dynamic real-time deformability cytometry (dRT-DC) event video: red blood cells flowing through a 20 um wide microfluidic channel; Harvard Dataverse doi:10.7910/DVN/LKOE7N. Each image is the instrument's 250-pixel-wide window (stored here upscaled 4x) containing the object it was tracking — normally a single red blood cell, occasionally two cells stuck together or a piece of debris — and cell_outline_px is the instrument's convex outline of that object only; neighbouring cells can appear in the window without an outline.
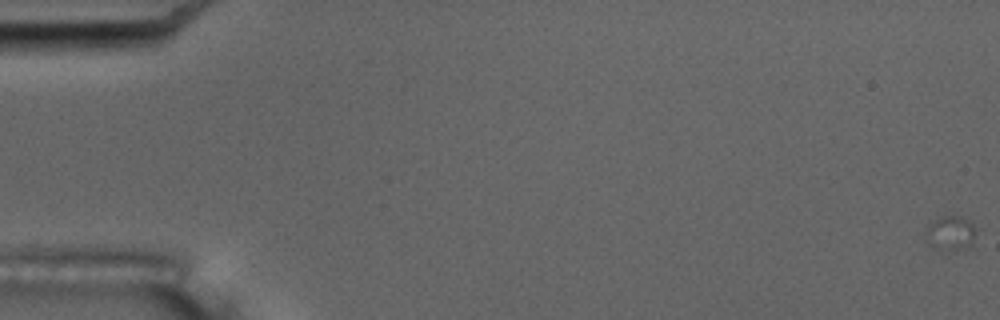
{"species": "common noctule bat (a hibernating species)", "species_latin": "Nyctalus noctula", "temperature_condition": "room temperature", "stored_images_in_passage": 19, "camera_frame_rate_fps": 3000, "um_per_image_px": 0.085, "animal": {"sex": "male", "body_mass_g": 17.5, "forearm_length_mm": 52.3}, "frame": {"image": 1, "passage_image": 1, "time_ms": 0.0, "image_size_px": [1000, 320], "cell_outline_px": [[972, 244], [964, 248], [940, 252], [932, 248], [928, 244], [924, 232], [928, 224], [940, 216], [964, 216], [972, 224]], "centroid_in_image_um": [80.68, 19.83], "position_along_channel_um": 4.3, "area_um2": 10.17}}